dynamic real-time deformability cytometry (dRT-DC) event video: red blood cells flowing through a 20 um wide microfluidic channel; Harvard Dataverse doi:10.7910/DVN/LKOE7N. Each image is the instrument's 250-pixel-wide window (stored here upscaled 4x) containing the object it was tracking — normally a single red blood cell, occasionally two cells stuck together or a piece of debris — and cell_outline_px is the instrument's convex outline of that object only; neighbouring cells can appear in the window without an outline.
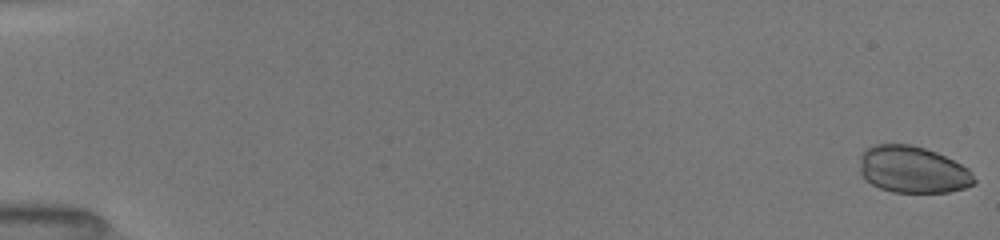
{"species": "common noctule bat (a hibernating species)", "species_latin": "Nyctalus noctula", "temperature_condition": "room temperature", "stored_images_in_passage": 52, "camera_frame_rate_fps": 3000, "um_per_image_px": 0.085, "animal": {"sex": "female", "body_mass_g": 19.5, "forearm_length_mm": 54.1}, "frame": {"image": 1, "passage_image": 1, "time_ms": 0.0, "image_size_px": [1000, 240], "cell_outline_px": [[976, 184], [964, 188], [948, 192], [892, 192], [880, 188], [864, 180], [860, 172], [860, 152], [864, 148], [876, 144], [908, 144], [924, 148], [936, 152], [968, 168], [976, 180]], "centroid_in_image_um": [77.54, 14.42], "position_along_channel_um": 7.5, "area_um2": 31.39}}
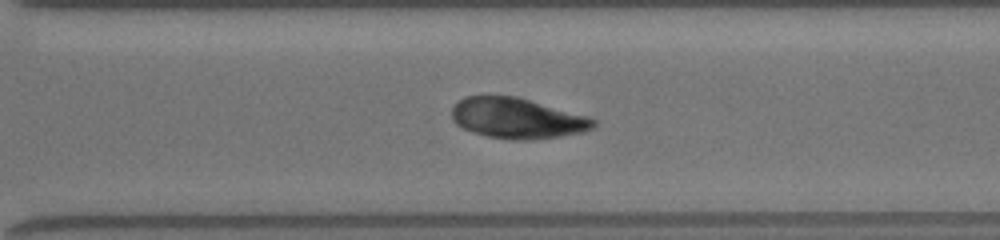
{"frame": {"image": 2, "passage_image": 38, "time_ms": 12.333, "image_size_px": [1000, 240], "cell_outline_px": [[596, 124], [592, 128], [584, 132], [560, 136], [532, 140], [512, 140], [488, 136], [472, 132], [456, 124], [452, 116], [452, 108], [464, 96], [516, 96], [588, 116], [596, 120]], "centroid_in_image_um": [43.98, 10.06], "position_along_channel_um": 326.6, "area_um2": 33.35}}
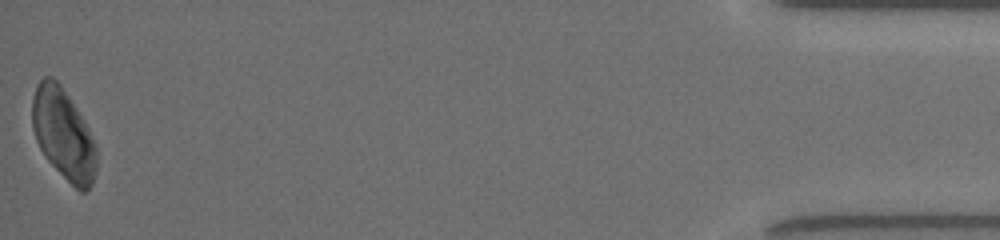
{"frame": {"image": 3, "passage_image": 52, "time_ms": 17.0, "image_size_px": [1000, 240], "cell_outline_px": [[96, 172], [92, 184], [84, 192], [80, 192], [44, 156], [36, 140], [32, 128], [32, 96], [36, 84], [44, 76], [52, 76], [60, 84], [84, 120], [88, 128], [96, 148]], "centroid_in_image_um": [5.37, 11.38], "position_along_channel_um": 429.8, "area_um2": 33.76}}